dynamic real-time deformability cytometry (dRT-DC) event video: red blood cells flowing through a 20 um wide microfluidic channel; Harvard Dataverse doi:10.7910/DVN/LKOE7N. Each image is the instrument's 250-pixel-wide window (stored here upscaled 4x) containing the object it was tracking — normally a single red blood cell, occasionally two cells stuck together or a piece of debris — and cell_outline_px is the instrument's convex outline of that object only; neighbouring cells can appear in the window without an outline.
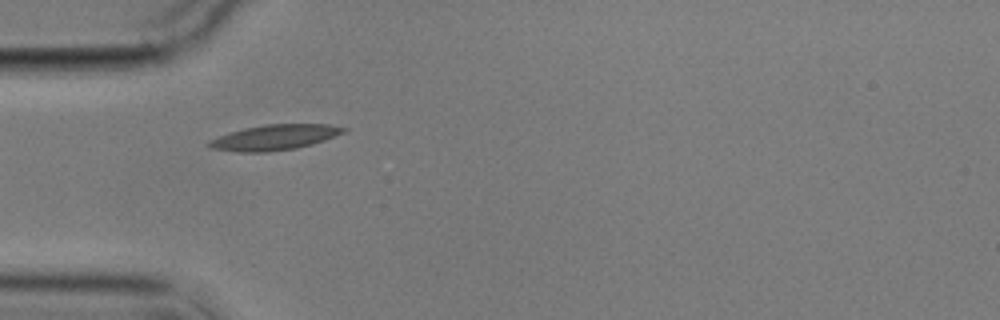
{"species": "common noctule bat (a hibernating species)", "species_latin": "Nyctalus noctula", "temperature_condition": "cold", "stored_images_in_passage": 5, "camera_frame_rate_fps": 3000, "um_per_image_px": 0.085, "animal": {"sex": "male", "body_mass_g": 17.9}, "frame": {"image": 1, "passage_image": 4, "time_ms": 4.667, "image_size_px": [1000, 320], "cell_outline_px": [[348, 128], [344, 132], [324, 140], [312, 144], [296, 148], [268, 152], [240, 152], [208, 148], [204, 144], [208, 140], [228, 132], [244, 128], [264, 124], [328, 124]], "centroid_in_image_um": [23.26, 11.68], "position_along_channel_um": 61.7, "area_um2": 20.06}}
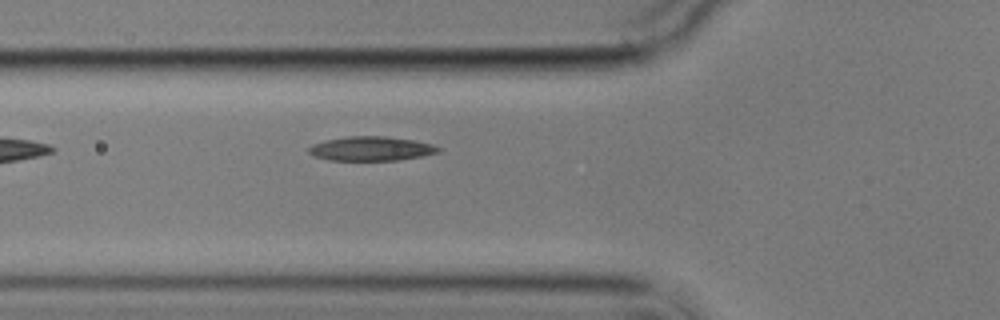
{"frame": {"image": 2, "passage_image": 5, "time_ms": 5.667, "image_size_px": [1000, 320], "cell_outline_px": [[440, 152], [424, 156], [400, 160], [328, 160], [312, 156], [308, 152], [308, 148], [312, 144], [328, 140], [348, 136], [384, 136], [416, 140], [432, 144], [440, 148]], "centroid_in_image_um": [31.56, 12.64], "position_along_channel_um": 94.2, "area_um2": 18.44}}